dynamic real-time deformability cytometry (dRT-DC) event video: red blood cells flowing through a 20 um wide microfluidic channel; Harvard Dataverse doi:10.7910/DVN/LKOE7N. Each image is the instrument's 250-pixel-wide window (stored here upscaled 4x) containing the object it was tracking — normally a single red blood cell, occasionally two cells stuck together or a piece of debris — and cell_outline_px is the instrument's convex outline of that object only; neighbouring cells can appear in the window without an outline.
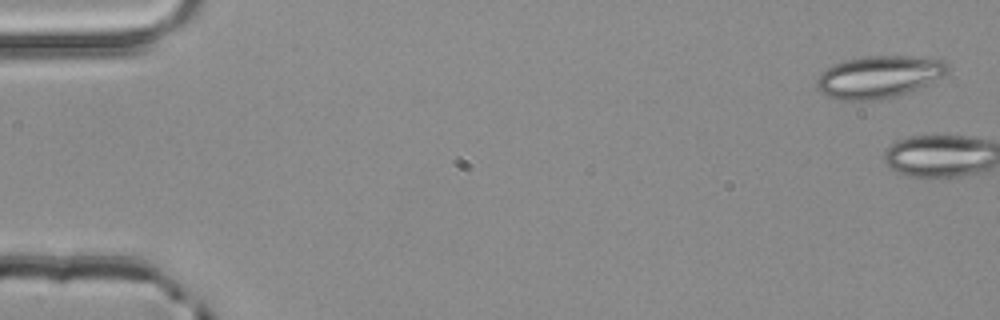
{"species": "common noctule bat (a hibernating species)", "species_latin": "Nyctalus noctula", "temperature_condition": "room temperature", "stored_images_in_passage": 4, "camera_frame_rate_fps": 3000, "um_per_image_px": 0.085, "animal": {"sex": "male", "body_mass_g": 20.4}, "frame": {"image": 1, "passage_image": 1, "time_ms": 0.0, "image_size_px": [1000, 320], "cell_outline_px": [[948, 68], [940, 76], [916, 88], [880, 100], [840, 100], [828, 96], [820, 92], [816, 88], [816, 80], [820, 72], [844, 60], [868, 56], [912, 56], [944, 60]], "centroid_in_image_um": [74.6, 6.52], "position_along_channel_um": 10.4, "area_um2": 31.5}}
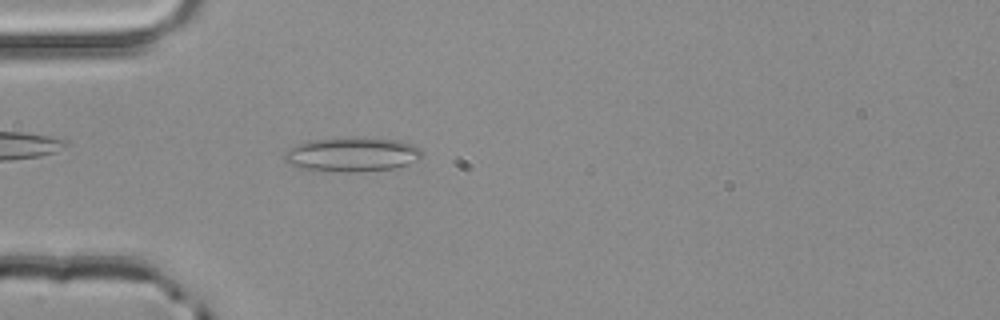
{"frame": {"image": 2, "passage_image": 4, "time_ms": 1.0, "image_size_px": [1000, 320], "cell_outline_px": [[424, 156], [420, 160], [396, 168], [356, 172], [340, 172], [296, 168], [284, 160], [280, 156], [284, 152], [296, 144], [304, 140], [340, 136], [364, 136], [400, 140], [412, 144], [420, 148], [424, 152]], "centroid_in_image_um": [29.91, 13.09], "position_along_channel_um": 55.1, "area_um2": 28.9}}